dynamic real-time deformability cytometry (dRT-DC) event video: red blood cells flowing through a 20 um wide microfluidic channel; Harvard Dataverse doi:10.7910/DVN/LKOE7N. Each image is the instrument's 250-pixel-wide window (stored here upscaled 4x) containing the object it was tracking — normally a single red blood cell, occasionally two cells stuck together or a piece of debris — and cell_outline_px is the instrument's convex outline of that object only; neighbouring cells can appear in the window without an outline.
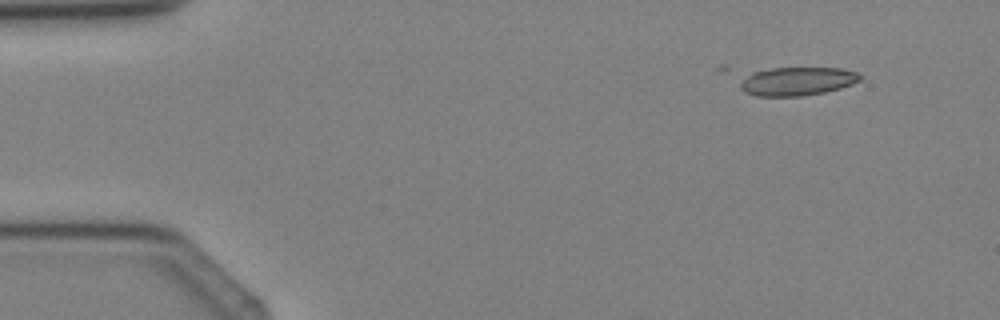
{"species": "Egyptian fruit bat (a non-hibernating species)", "species_latin": "Rousettus aegyptiacus", "temperature_condition": "cold", "stored_images_in_passage": 5, "camera_frame_rate_fps": 3000, "um_per_image_px": 0.085, "animal": {"sex": "female"}, "frame": {"image": 1, "passage_image": 2, "time_ms": 1.0, "image_size_px": [1000, 320], "cell_outline_px": [[860, 80], [852, 84], [840, 88], [824, 92], [800, 96], [756, 96], [744, 92], [740, 88], [740, 80], [744, 76], [752, 72], [768, 68], [840, 68], [856, 72], [860, 76]], "centroid_in_image_um": [67.69, 6.9], "position_along_channel_um": 17.3, "area_um2": 19.94}}
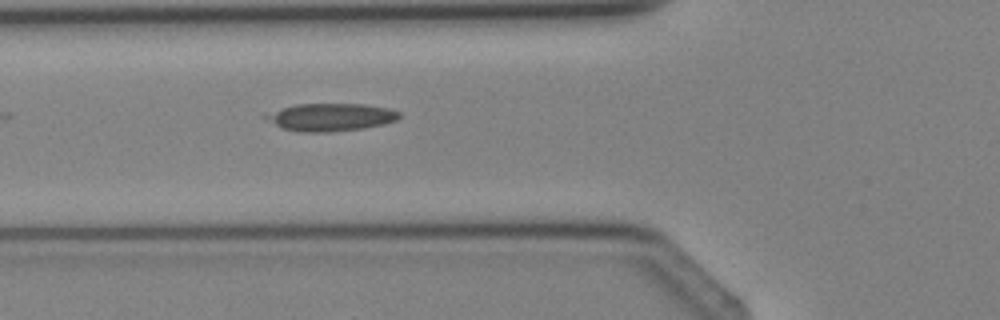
{"frame": {"image": 2, "passage_image": 5, "time_ms": 4.333, "image_size_px": [1000, 320], "cell_outline_px": [[400, 116], [396, 120], [384, 124], [364, 128], [328, 132], [300, 132], [280, 128], [260, 116], [264, 112], [296, 104], [364, 104], [388, 108], [400, 112]], "centroid_in_image_um": [28.02, 9.96], "position_along_channel_um": 97.8, "area_um2": 21.85}}